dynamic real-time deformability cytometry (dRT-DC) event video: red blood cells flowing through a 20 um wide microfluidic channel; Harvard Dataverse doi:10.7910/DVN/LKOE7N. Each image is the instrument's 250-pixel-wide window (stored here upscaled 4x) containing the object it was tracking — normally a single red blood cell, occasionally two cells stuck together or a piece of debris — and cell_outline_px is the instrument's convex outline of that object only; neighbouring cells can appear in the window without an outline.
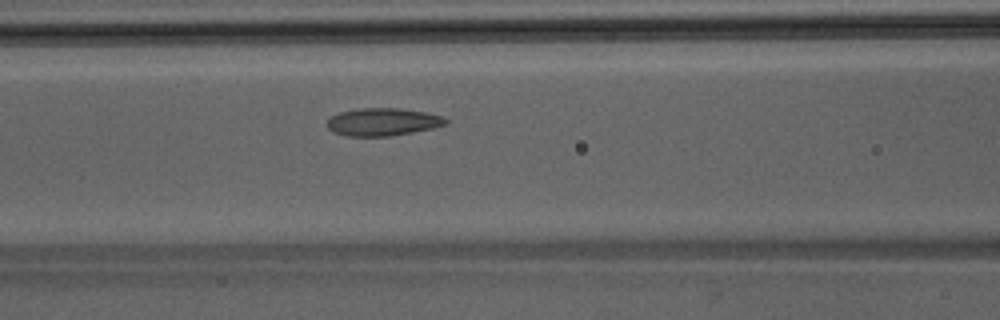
{"species": "Egyptian fruit bat (a non-hibernating species)", "species_latin": "Rousettus aegyptiacus", "temperature_condition": "room temperature", "stored_images_in_passage": 32, "camera_frame_rate_fps": 3000, "um_per_image_px": 0.085, "animal": {"sex": "male"}, "frame": {"image": 1, "passage_image": 8, "time_ms": 2.333, "image_size_px": [1000, 320], "cell_outline_px": [[448, 124], [432, 128], [412, 132], [388, 136], [348, 136], [332, 132], [324, 124], [332, 116], [340, 112], [360, 108], [400, 108], [424, 112], [440, 116], [448, 120]], "centroid_in_image_um": [32.5, 10.36], "position_along_channel_um": 134.1, "area_um2": 19.07}}
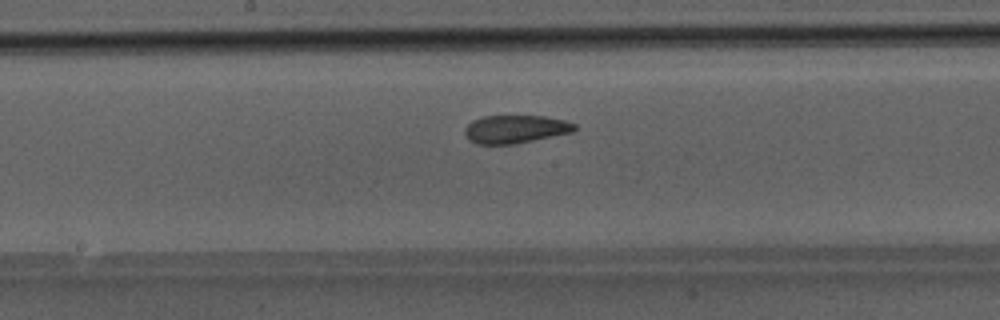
{"frame": {"image": 2, "passage_image": 13, "time_ms": 4.0, "image_size_px": [1000, 320], "cell_outline_px": [[576, 128], [572, 132], [516, 144], [476, 144], [468, 140], [464, 132], [464, 128], [472, 120], [484, 116], [544, 116], [564, 120], [576, 124]], "centroid_in_image_um": [43.78, 10.98], "position_along_channel_um": 204.4, "area_um2": 18.03}}
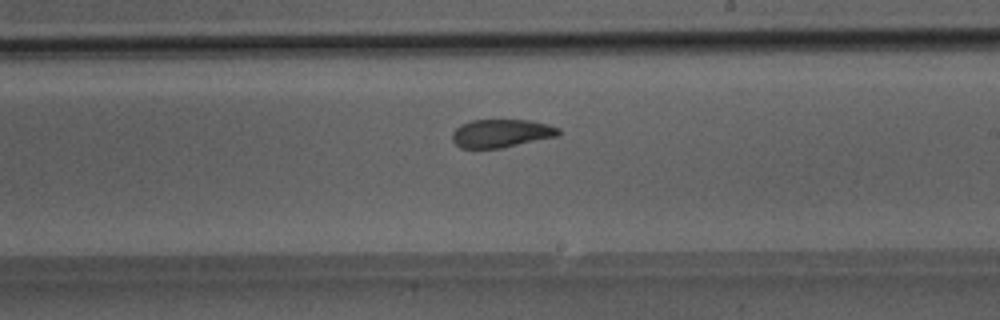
{"frame": {"image": 3, "passage_image": 16, "time_ms": 5.0, "image_size_px": [1000, 320], "cell_outline_px": [[560, 136], [500, 148], [460, 148], [452, 140], [452, 132], [460, 124], [472, 120], [528, 120], [548, 124], [560, 128]], "centroid_in_image_um": [42.62, 11.33], "position_along_channel_um": 246.4, "area_um2": 17.57}}